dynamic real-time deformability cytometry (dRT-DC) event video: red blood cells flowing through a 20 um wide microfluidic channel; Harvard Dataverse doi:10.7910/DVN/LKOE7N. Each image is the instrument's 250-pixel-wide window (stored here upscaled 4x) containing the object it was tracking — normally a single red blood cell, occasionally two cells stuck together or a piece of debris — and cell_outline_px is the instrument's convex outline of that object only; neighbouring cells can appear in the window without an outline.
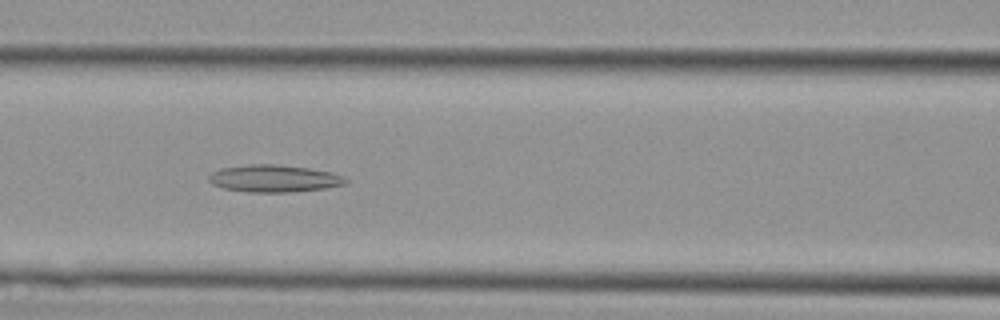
{"species": "Egyptian fruit bat (a non-hibernating species)", "species_latin": "Rousettus aegyptiacus", "temperature_condition": "cold", "stored_images_in_passage": 32, "camera_frame_rate_fps": 3000, "um_per_image_px": 0.085, "animal": {"sex": "female"}, "frame": {"image": 1, "passage_image": 6, "time_ms": 1.667, "image_size_px": [1000, 320], "cell_outline_px": [[348, 180], [344, 184], [324, 188], [288, 192], [248, 192], [224, 188], [212, 184], [208, 180], [208, 176], [212, 172], [220, 168], [248, 164], [272, 164], [308, 168], [332, 172], [344, 176]], "centroid_in_image_um": [23.26, 15.16], "position_along_channel_um": 143.3, "area_um2": 21.62}}
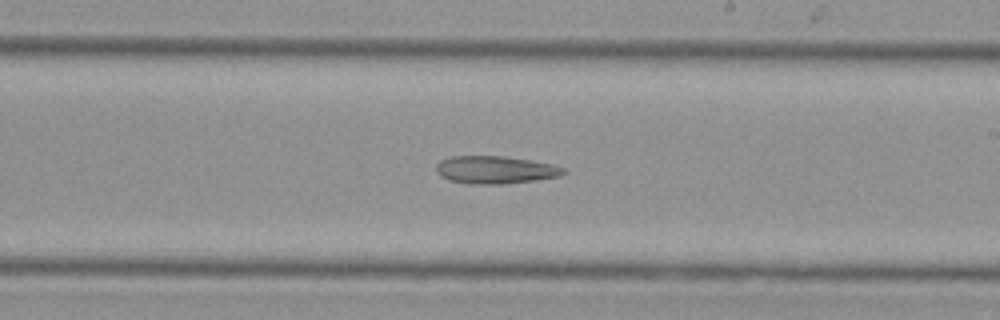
{"frame": {"image": 2, "passage_image": 13, "time_ms": 4.0, "image_size_px": [1000, 320], "cell_outline_px": [[568, 172], [560, 176], [536, 180], [500, 184], [468, 184], [448, 180], [440, 176], [436, 172], [436, 164], [440, 160], [448, 156], [504, 156], [552, 164], [564, 168]], "centroid_in_image_um": [42.06, 14.44], "position_along_channel_um": 246.9, "area_um2": 20.69}}
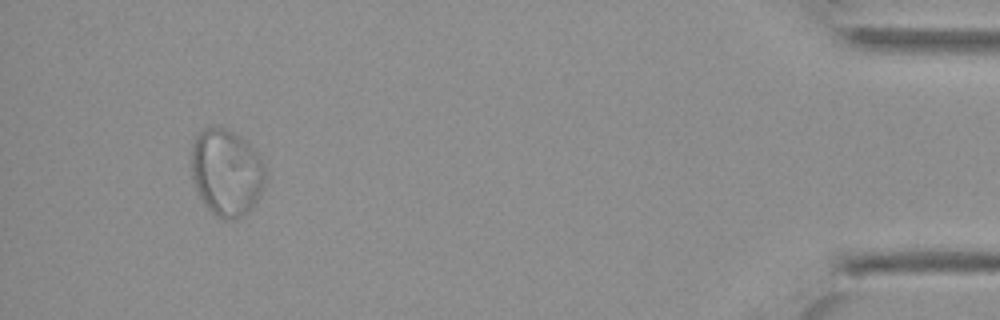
{"frame": {"image": 3, "passage_image": 29, "time_ms": 9.333, "image_size_px": [1000, 320], "cell_outline_px": [[264, 184], [256, 200], [248, 212], [244, 216], [236, 220], [224, 220], [216, 216], [204, 204], [192, 180], [192, 140], [204, 128], [228, 128], [244, 140], [260, 156], [264, 164]], "centroid_in_image_um": [19.23, 14.68], "position_along_channel_um": 416.0, "area_um2": 37.28}}